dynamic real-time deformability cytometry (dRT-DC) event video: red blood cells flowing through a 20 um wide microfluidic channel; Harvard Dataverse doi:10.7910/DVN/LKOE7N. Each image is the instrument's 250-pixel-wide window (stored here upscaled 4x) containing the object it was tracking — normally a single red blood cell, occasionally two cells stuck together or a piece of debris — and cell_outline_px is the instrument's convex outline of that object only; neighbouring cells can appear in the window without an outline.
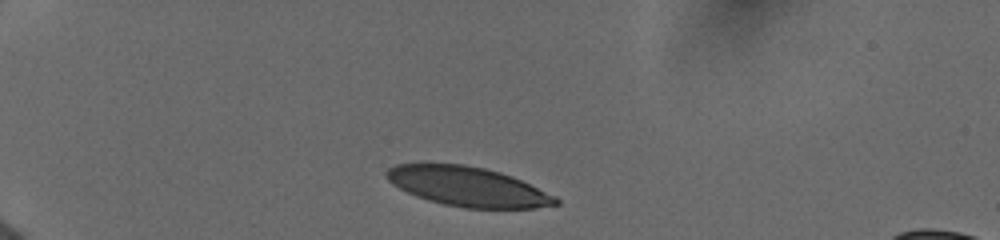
{"species": "human", "species_latin": "Homo sapiens", "temperature_condition": "cold", "stored_images_in_passage": 11, "camera_frame_rate_fps": 3000, "um_per_image_px": 0.085, "donor": {"sex": "female"}, "frame": {"image": 1, "passage_image": 1, "time_ms": 0.0, "image_size_px": [1000, 240], "cell_outline_px": [[560, 204], [536, 208], [464, 208], [444, 204], [428, 200], [416, 196], [392, 184], [384, 176], [384, 172], [388, 168], [396, 164], [424, 160], [464, 164], [484, 168], [500, 172], [512, 176], [556, 196], [560, 200]], "centroid_in_image_um": [39.68, 15.81], "position_along_channel_um": 45.3, "area_um2": 39.88}}
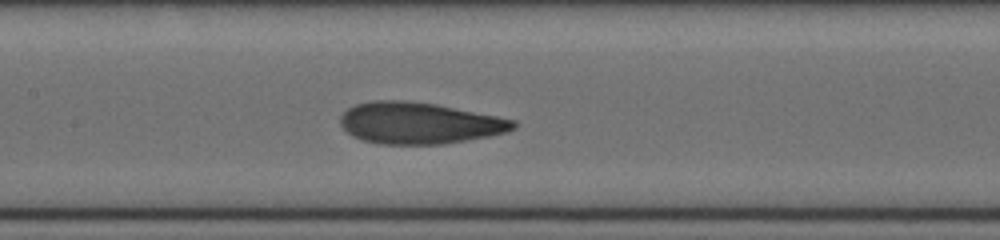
{"frame": {"image": 2, "passage_image": 7, "time_ms": 4.667, "image_size_px": [1000, 240], "cell_outline_px": [[516, 128], [508, 132], [468, 140], [444, 144], [380, 144], [360, 140], [352, 136], [340, 124], [340, 116], [348, 108], [356, 104], [372, 100], [404, 100], [436, 104], [516, 120]], "centroid_in_image_um": [35.62, 10.46], "position_along_channel_um": 171.8, "area_um2": 41.96}}
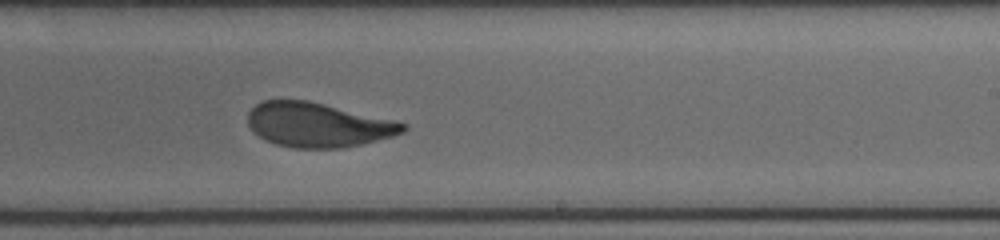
{"frame": {"image": 3, "passage_image": 10, "time_ms": 7.0, "image_size_px": [1000, 240], "cell_outline_px": [[408, 128], [404, 132], [392, 136], [360, 144], [340, 148], [292, 148], [276, 144], [264, 140], [252, 132], [248, 124], [248, 112], [256, 104], [264, 100], [308, 100], [396, 120], [408, 124]], "centroid_in_image_um": [27.02, 10.61], "position_along_channel_um": 262.0, "area_um2": 40.4}}